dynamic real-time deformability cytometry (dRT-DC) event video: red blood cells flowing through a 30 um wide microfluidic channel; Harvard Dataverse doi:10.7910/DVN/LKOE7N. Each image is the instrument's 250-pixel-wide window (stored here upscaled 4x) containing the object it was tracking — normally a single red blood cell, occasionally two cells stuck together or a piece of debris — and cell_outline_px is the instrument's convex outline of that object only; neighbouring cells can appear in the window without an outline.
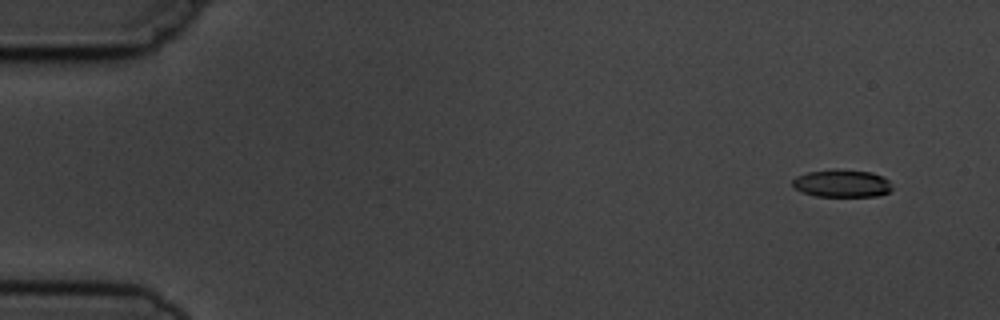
{"species": "common noctule bat (a hibernating species)", "species_latin": "Nyctalus noctula", "temperature_condition": "cold", "stored_images_in_passage": 6, "segment_of_instrument_passage": [2, 2], "camera_frame_rate_fps": 3000, "um_per_image_px": 0.085, "animal": {"sex": "male", "body_mass_g": 19.5, "forearm_length_mm": 54.6}, "frame": {"image": 1, "passage_image": 6, "time_ms": 6.667, "image_size_px": [1000, 320], "cell_outline_px": [[892, 188], [888, 192], [880, 196], [816, 196], [804, 192], [796, 188], [792, 184], [792, 180], [796, 176], [808, 172], [872, 172], [888, 180]], "centroid_in_image_um": [71.58, 15.64], "position_along_channel_um": 13.4, "area_um2": 15.09}}